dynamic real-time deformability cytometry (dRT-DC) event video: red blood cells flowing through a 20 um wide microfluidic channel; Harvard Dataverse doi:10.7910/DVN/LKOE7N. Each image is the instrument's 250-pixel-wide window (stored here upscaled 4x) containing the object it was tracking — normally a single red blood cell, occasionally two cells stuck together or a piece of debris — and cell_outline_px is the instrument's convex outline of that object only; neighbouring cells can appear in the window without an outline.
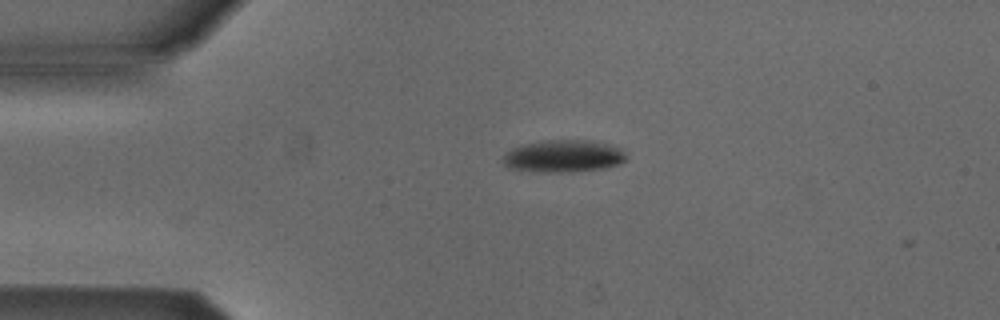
{"species": "Egyptian fruit bat (a non-hibernating species)", "species_latin": "Rousettus aegyptiacus", "temperature_condition": "cold", "stored_images_in_passage": 3, "camera_frame_rate_fps": 3000, "um_per_image_px": 0.085, "animal": {"sex": "male"}, "frame": {"image": 1, "passage_image": 2, "time_ms": 0.333, "image_size_px": [1000, 320], "cell_outline_px": [[628, 160], [620, 164], [608, 168], [568, 172], [552, 172], [508, 168], [500, 160], [512, 148], [524, 144], [544, 140], [592, 140], [624, 148], [628, 156]], "centroid_in_image_um": [47.99, 13.26], "position_along_channel_um": 37.0, "area_um2": 23.52}}